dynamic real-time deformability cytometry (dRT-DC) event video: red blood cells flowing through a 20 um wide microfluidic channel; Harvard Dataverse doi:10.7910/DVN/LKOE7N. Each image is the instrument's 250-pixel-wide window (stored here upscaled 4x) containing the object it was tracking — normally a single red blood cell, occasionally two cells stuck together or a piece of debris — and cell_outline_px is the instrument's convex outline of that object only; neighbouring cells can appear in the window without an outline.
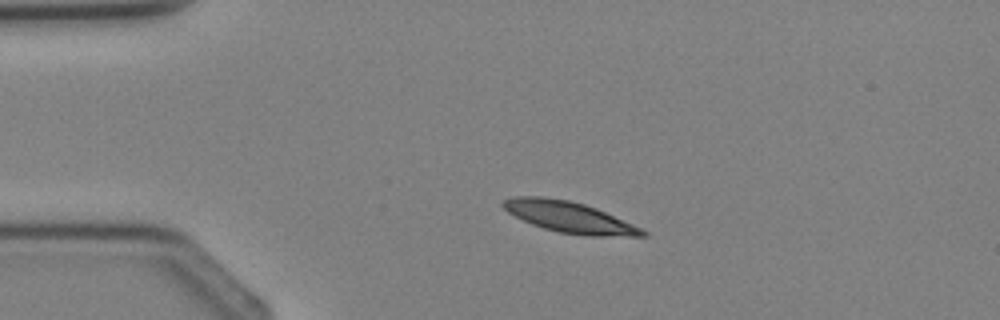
{"species": "Egyptian fruit bat (a non-hibernating species)", "species_latin": "Rousettus aegyptiacus", "temperature_condition": "cold", "stored_images_in_passage": 2, "camera_frame_rate_fps": 3000, "um_per_image_px": 0.085, "animal": {"sex": "female"}, "frame": {"image": 1, "passage_image": 1, "time_ms": 0.0, "image_size_px": [1000, 320], "cell_outline_px": [[648, 236], [584, 236], [560, 232], [544, 228], [532, 224], [508, 212], [500, 204], [504, 200], [512, 196], [540, 196], [568, 200], [584, 204], [596, 208], [632, 224], [648, 232]], "centroid_in_image_um": [48.38, 18.45], "position_along_channel_um": 36.6, "area_um2": 24.97}}
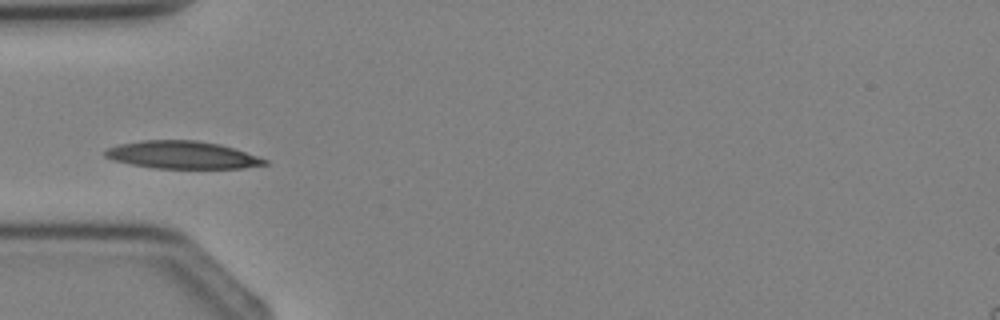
{"frame": {"image": 2, "passage_image": 2, "time_ms": 1.333, "image_size_px": [1000, 320], "cell_outline_px": [[268, 164], [244, 168], [152, 168], [112, 160], [104, 156], [104, 152], [108, 148], [120, 144], [140, 140], [196, 140], [220, 144], [268, 160]], "centroid_in_image_um": [15.46, 13.17], "position_along_channel_um": 69.5, "area_um2": 25.49}}